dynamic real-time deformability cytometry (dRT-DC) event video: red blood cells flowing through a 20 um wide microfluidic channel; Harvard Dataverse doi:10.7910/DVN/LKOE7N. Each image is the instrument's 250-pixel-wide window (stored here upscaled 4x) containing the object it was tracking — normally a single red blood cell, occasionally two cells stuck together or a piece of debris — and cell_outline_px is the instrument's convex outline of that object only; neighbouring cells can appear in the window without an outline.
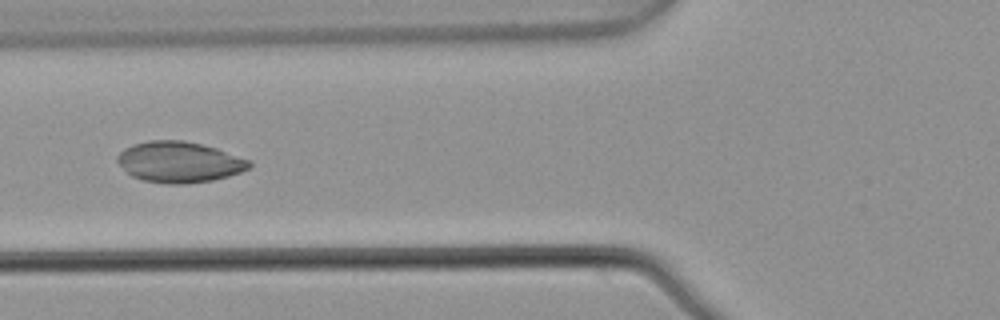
{"species": "common noctule bat (a hibernating species)", "species_latin": "Nyctalus noctula", "temperature_condition": "warm", "stored_images_in_passage": 7, "camera_frame_rate_fps": 3000, "um_per_image_px": 0.085, "animal": {"sex": "male", "body_mass_g": 21.5, "forearm_length_mm": 52.0}, "frame": {"image": 1, "passage_image": 4, "time_ms": 1.0, "image_size_px": [1000, 320], "cell_outline_px": [[252, 164], [248, 168], [240, 172], [228, 176], [212, 180], [184, 184], [164, 184], [144, 180], [132, 176], [116, 160], [116, 156], [124, 148], [132, 144], [148, 140], [184, 140], [216, 148], [252, 160]], "centroid_in_image_um": [15.24, 13.76], "position_along_channel_um": 110.6, "area_um2": 31.44}}
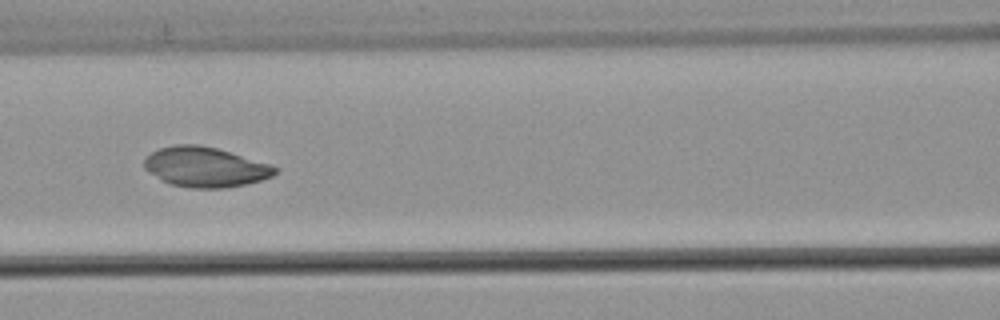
{"frame": {"image": 2, "passage_image": 5, "time_ms": 1.333, "image_size_px": [1000, 320], "cell_outline_px": [[280, 168], [272, 176], [260, 180], [244, 184], [224, 188], [192, 188], [168, 184], [160, 180], [144, 168], [144, 160], [152, 152], [160, 148], [176, 144], [200, 144], [216, 148], [268, 164]], "centroid_in_image_um": [17.41, 14.2], "position_along_channel_um": 149.2, "area_um2": 30.23}}